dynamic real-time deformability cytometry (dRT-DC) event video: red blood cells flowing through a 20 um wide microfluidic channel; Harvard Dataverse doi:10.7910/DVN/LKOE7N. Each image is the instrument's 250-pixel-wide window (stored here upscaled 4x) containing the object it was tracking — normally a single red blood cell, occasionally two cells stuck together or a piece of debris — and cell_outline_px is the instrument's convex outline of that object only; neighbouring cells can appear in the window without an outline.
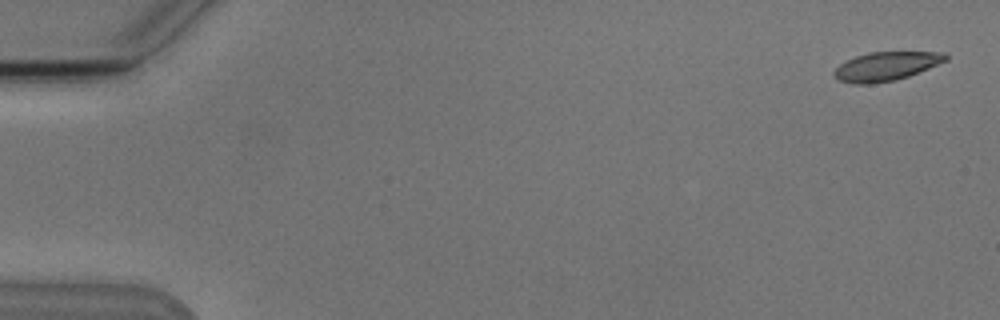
{"species": "Egyptian fruit bat (a non-hibernating species)", "species_latin": "Rousettus aegyptiacus", "temperature_condition": "cold", "stored_images_in_passage": 6, "camera_frame_rate_fps": 3000, "um_per_image_px": 0.085, "animal": {"sex": "male"}, "frame": {"image": 1, "passage_image": 1, "time_ms": 0.0, "image_size_px": [1000, 320], "cell_outline_px": [[948, 60], [908, 76], [896, 80], [872, 84], [852, 84], [836, 80], [832, 72], [840, 64], [856, 56], [872, 52], [944, 52], [948, 56]], "centroid_in_image_um": [75.29, 5.65], "position_along_channel_um": 9.7, "area_um2": 18.73}}
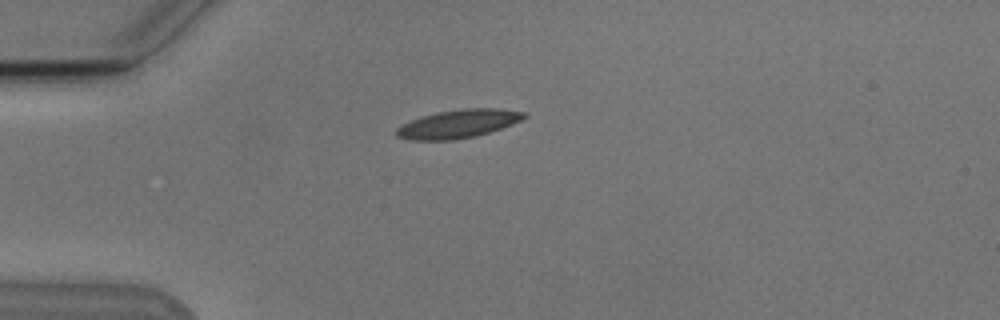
{"frame": {"image": 2, "passage_image": 4, "time_ms": 4.333, "image_size_px": [1000, 320], "cell_outline_px": [[528, 116], [512, 124], [476, 136], [452, 140], [412, 140], [396, 136], [396, 128], [420, 116], [436, 112], [464, 108], [496, 108], [524, 112]], "centroid_in_image_um": [38.94, 10.52], "position_along_channel_um": 46.1, "area_um2": 20.92}}